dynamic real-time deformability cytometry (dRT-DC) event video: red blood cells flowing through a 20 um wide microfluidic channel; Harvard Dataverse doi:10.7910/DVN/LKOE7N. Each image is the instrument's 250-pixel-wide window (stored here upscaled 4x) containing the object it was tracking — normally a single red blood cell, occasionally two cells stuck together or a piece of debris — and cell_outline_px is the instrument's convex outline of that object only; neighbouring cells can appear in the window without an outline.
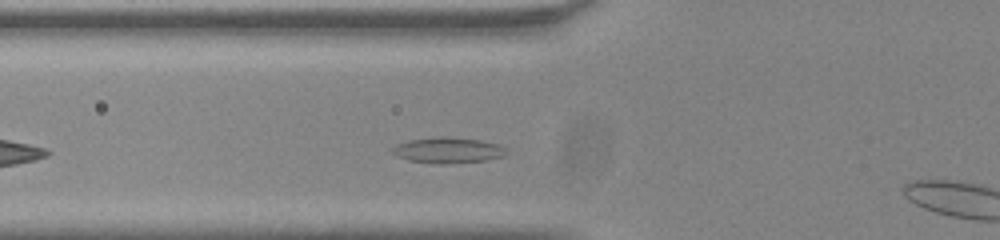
{"species": "common noctule bat (a hibernating species)", "species_latin": "Nyctalus noctula", "temperature_condition": "room temperature", "stored_images_in_passage": 44, "camera_frame_rate_fps": 3000, "um_per_image_px": 0.085, "animal": {"sex": "male", "body_mass_g": 20.0, "forearm_length_mm": 53.3}, "frame": {"image": 1, "passage_image": 9, "time_ms": 2.667, "image_size_px": [1000, 240], "cell_outline_px": [[508, 152], [504, 156], [484, 160], [448, 164], [432, 164], [408, 160], [396, 156], [392, 152], [392, 148], [396, 144], [408, 140], [440, 136], [448, 136], [480, 140], [496, 144], [504, 148]], "centroid_in_image_um": [38.03, 12.77], "position_along_channel_um": 87.8, "area_um2": 17.22}}
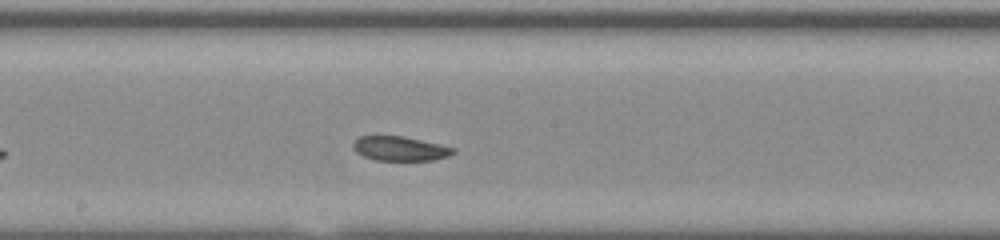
{"frame": {"image": 2, "passage_image": 19, "time_ms": 6.0, "image_size_px": [1000, 240], "cell_outline_px": [[456, 152], [448, 156], [432, 160], [376, 160], [364, 156], [356, 152], [352, 148], [352, 144], [360, 136], [400, 136], [440, 144], [456, 148]], "centroid_in_image_um": [34.0, 12.63], "position_along_channel_um": 214.2, "area_um2": 14.1}}
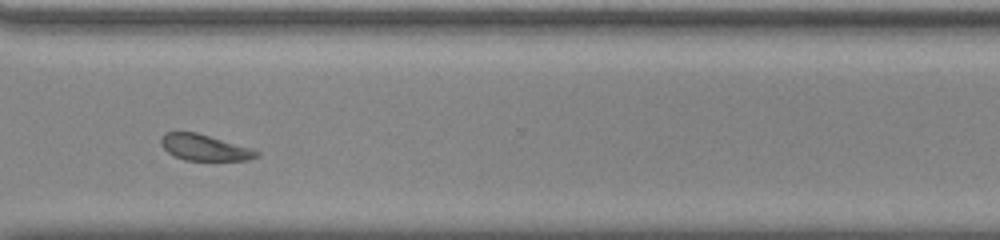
{"frame": {"image": 3, "passage_image": 30, "time_ms": 9.667, "image_size_px": [1000, 240], "cell_outline_px": [[260, 156], [248, 160], [184, 160], [168, 152], [160, 144], [160, 140], [168, 132], [196, 132], [252, 148], [260, 152]], "centroid_in_image_um": [17.43, 12.55], "position_along_channel_um": 353.2, "area_um2": 14.39}, "authors_computed_cell_mechanics": {"area_um2": 15.028, "velocity_mm_per_s": 3.7876, "shape_relaxation_time_tau1_ms": null, "shape_relaxation_time_tau2_ms": 2.2353, "deformation_change_tau1": null, "deformation_change_tau2": 0.0908}}